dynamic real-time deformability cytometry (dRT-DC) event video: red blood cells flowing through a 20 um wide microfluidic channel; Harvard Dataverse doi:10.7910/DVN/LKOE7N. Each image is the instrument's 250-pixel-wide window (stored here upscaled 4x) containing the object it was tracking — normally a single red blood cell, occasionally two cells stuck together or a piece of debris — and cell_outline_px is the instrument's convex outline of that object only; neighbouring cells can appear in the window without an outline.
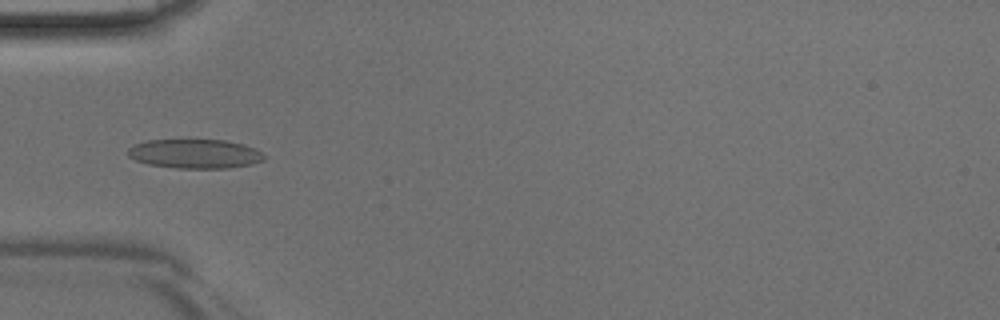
{"species": "Egyptian fruit bat (a non-hibernating species)", "species_latin": "Rousettus aegyptiacus", "temperature_condition": "room temperature", "stored_images_in_passage": 36, "camera_frame_rate_fps": 3000, "um_per_image_px": 0.085, "animal": {"sex": "male"}, "frame": {"image": 1, "passage_image": 8, "time_ms": 2.333, "image_size_px": [1000, 320], "cell_outline_px": [[264, 160], [252, 164], [228, 168], [176, 168], [148, 164], [136, 160], [128, 156], [128, 148], [136, 144], [148, 140], [224, 140], [244, 144], [256, 148], [264, 156]], "centroid_in_image_um": [16.58, 13.07], "position_along_channel_um": 68.4, "area_um2": 23.12}}
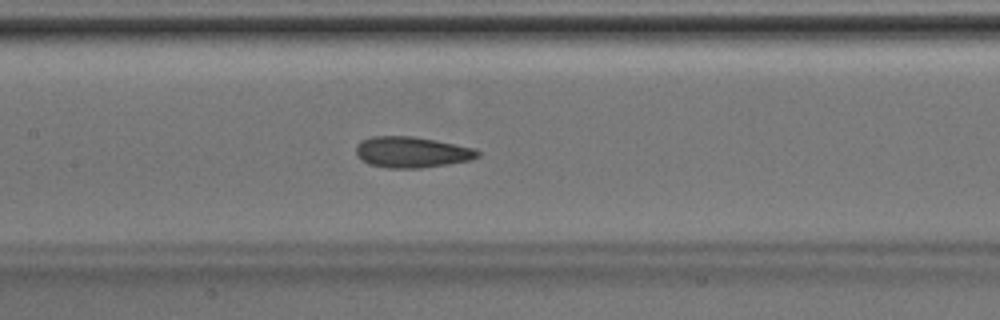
{"frame": {"image": 2, "passage_image": 15, "time_ms": 4.667, "image_size_px": [1000, 320], "cell_outline_px": [[480, 156], [472, 160], [448, 164], [420, 168], [388, 168], [368, 164], [360, 160], [356, 156], [356, 144], [360, 140], [372, 136], [412, 136], [436, 140], [476, 148], [480, 152]], "centroid_in_image_um": [34.99, 12.93], "position_along_channel_um": 172.4, "area_um2": 22.31}}
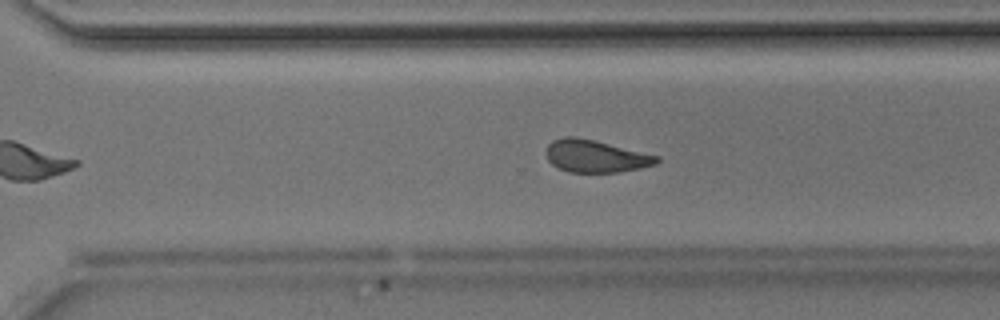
{"frame": {"image": 3, "passage_image": 25, "time_ms": 8.0, "image_size_px": [1000, 320], "cell_outline_px": [[660, 160], [656, 164], [640, 168], [620, 172], [568, 172], [556, 168], [548, 160], [548, 144], [552, 140], [564, 136], [576, 136], [660, 156]], "centroid_in_image_um": [50.62, 13.28], "position_along_channel_um": 320.0, "area_um2": 20.81}}